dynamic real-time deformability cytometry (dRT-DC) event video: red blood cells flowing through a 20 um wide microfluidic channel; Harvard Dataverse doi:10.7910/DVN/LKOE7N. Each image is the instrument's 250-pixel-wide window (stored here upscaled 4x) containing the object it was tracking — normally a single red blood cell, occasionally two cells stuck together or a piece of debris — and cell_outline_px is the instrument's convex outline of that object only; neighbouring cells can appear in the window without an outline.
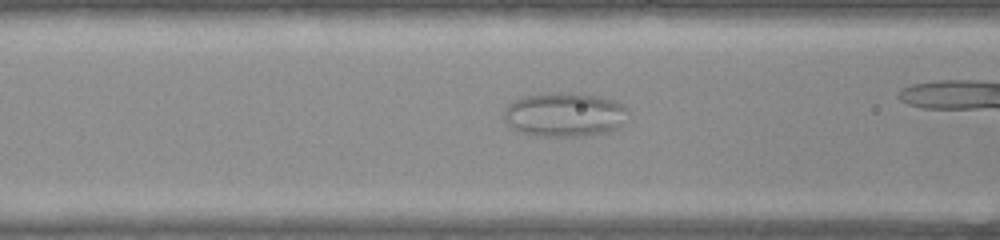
{"species": "common noctule bat (a hibernating species)", "species_latin": "Nyctalus noctula", "temperature_condition": "warm", "stored_images_in_passage": 52, "camera_frame_rate_fps": 3000, "um_per_image_px": 0.085, "animal": {"sex": "female", "body_mass_g": 22.0, "forearm_length_mm": 56.7}, "frame": {"image": 1, "passage_image": 20, "time_ms": 6.333, "image_size_px": [1000, 240], "cell_outline_px": [[628, 108], [620, 128], [608, 132], [584, 136], [536, 136], [520, 132], [512, 128], [504, 120], [504, 108], [508, 104], [524, 96], [552, 92], [580, 92], [600, 96], [624, 104]], "centroid_in_image_um": [47.99, 9.73], "position_along_channel_um": 118.6, "area_um2": 32.43}}
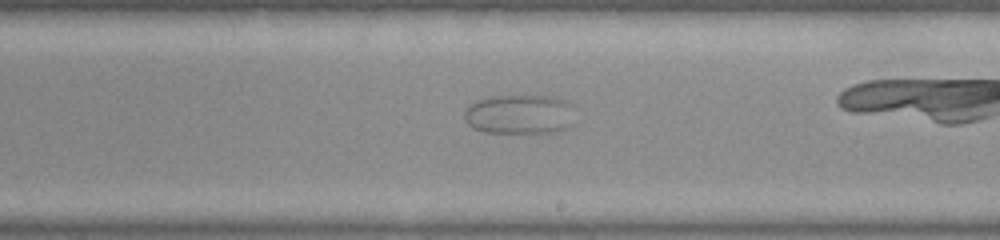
{"frame": {"image": 2, "passage_image": 30, "time_ms": 9.667, "image_size_px": [1000, 240], "cell_outline_px": [[572, 128], [544, 136], [484, 132], [472, 128], [464, 120], [464, 112], [476, 100], [492, 96], [556, 96], [568, 100], [572, 104]], "centroid_in_image_um": [44.24, 9.78], "position_along_channel_um": 244.8, "area_um2": 26.88}}
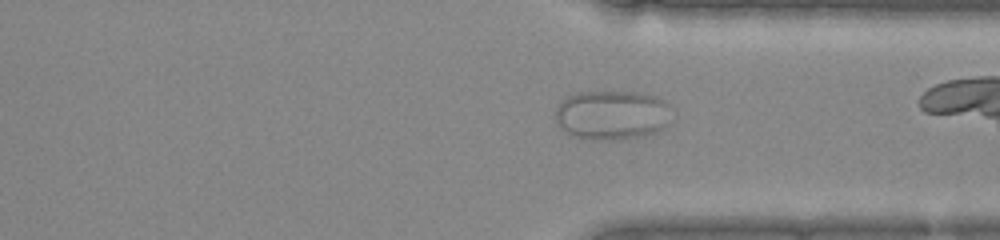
{"frame": {"image": 3, "passage_image": 39, "time_ms": 12.667, "image_size_px": [1000, 240], "cell_outline_px": [[676, 108], [672, 124], [668, 128], [660, 132], [644, 136], [612, 140], [600, 140], [576, 136], [564, 132], [556, 124], [556, 108], [560, 100], [576, 92], [636, 92], [656, 96]], "centroid_in_image_um": [52.14, 9.78], "position_along_channel_um": 359.3, "area_um2": 34.68}}